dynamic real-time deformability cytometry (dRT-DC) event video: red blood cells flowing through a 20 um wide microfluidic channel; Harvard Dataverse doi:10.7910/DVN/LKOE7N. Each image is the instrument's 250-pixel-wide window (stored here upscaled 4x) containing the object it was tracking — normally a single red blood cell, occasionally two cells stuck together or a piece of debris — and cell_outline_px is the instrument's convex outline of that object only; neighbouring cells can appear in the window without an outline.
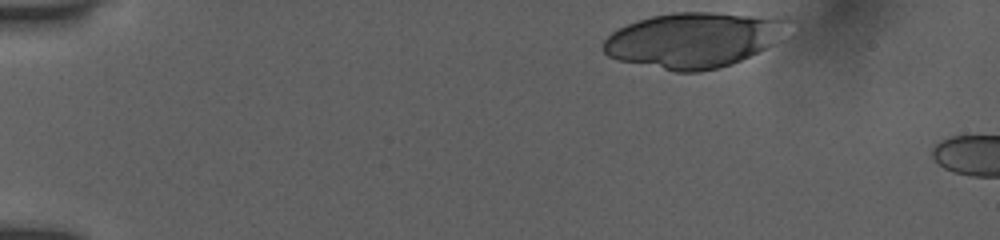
{"species": "human", "species_latin": "Homo sapiens", "temperature_condition": "room temperature", "stored_images_in_passage": 40, "camera_frame_rate_fps": 3000, "um_per_image_px": 0.085, "donor": {"sex": "female"}, "frame": {"image": 1, "passage_image": 1, "time_ms": 0.0, "image_size_px": [1000, 240], "cell_outline_px": [[796, 20], [772, 44], [732, 64], [720, 68], [700, 72], [676, 72], [616, 60], [608, 56], [600, 48], [604, 40], [612, 32], [628, 24], [652, 16], [672, 12], [712, 12], [796, 16]], "centroid_in_image_um": [59.03, 3.37], "position_along_channel_um": 26.0, "area_um2": 60.4}}
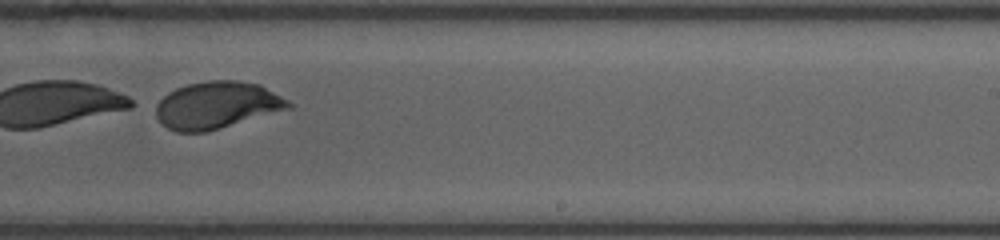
{"frame": {"image": 2, "passage_image": 28, "time_ms": 9.0, "image_size_px": [1000, 240], "cell_outline_px": [[292, 108], [220, 128], [204, 132], [176, 132], [168, 128], [156, 116], [156, 104], [168, 92], [176, 88], [188, 84], [208, 80], [236, 80], [260, 84], [288, 100], [292, 104]], "centroid_in_image_um": [18.44, 8.93], "position_along_channel_um": 270.6, "area_um2": 36.24}}